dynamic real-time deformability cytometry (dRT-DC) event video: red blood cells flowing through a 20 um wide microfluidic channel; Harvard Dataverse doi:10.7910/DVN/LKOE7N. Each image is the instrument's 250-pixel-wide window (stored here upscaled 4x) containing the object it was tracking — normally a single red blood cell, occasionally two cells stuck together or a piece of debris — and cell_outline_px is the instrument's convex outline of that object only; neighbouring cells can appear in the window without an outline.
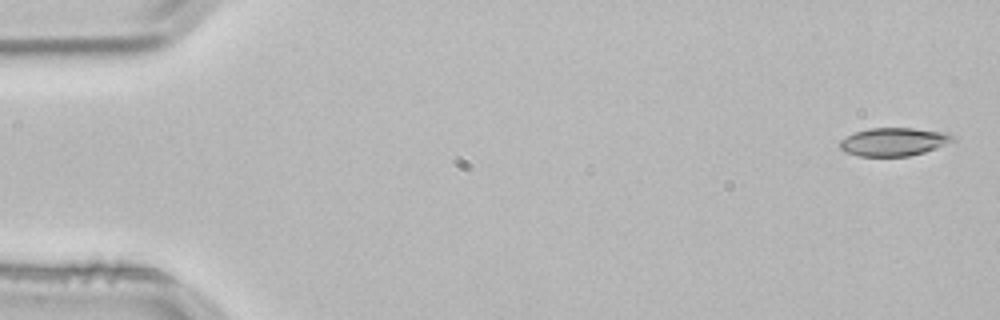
{"species": "common noctule bat (a hibernating species)", "species_latin": "Nyctalus noctula", "temperature_condition": "room temperature", "stored_images_in_passage": 4, "camera_frame_rate_fps": 3000, "um_per_image_px": 0.085, "animal": {"sex": "male", "body_mass_g": 21.5, "forearm_length_mm": 52.0}, "frame": {"image": 1, "passage_image": 1, "time_ms": 0.0, "image_size_px": [1000, 320], "cell_outline_px": [[956, 140], [936, 148], [924, 152], [908, 156], [860, 156], [844, 152], [840, 148], [840, 140], [856, 132], [868, 128], [912, 128], [948, 132], [956, 136]], "centroid_in_image_um": [76.01, 12.05], "position_along_channel_um": 9.0, "area_um2": 18.61}}